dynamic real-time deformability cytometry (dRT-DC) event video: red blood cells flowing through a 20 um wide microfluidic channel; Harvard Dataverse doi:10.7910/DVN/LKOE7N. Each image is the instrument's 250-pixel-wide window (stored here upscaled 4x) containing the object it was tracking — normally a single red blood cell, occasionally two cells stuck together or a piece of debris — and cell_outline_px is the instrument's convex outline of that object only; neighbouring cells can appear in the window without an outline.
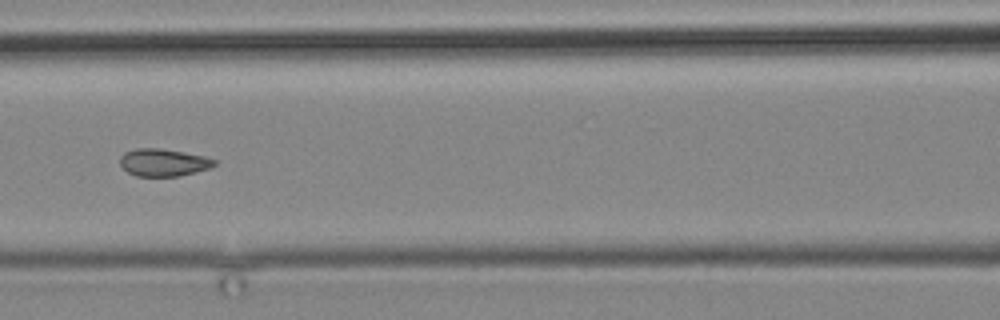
{"species": "common noctule bat (a hibernating species)", "species_latin": "Nyctalus noctula", "temperature_condition": "cold", "stored_images_in_passage": 15, "camera_frame_rate_fps": 3000, "um_per_image_px": 0.085, "animal": {"sex": "male", "body_mass_g": 19.2, "forearm_length_mm": 51.8}, "frame": {"image": 1, "passage_image": 13, "time_ms": 15.0, "image_size_px": [1000, 320], "cell_outline_px": [[216, 164], [208, 168], [176, 176], [136, 176], [128, 172], [120, 164], [120, 156], [124, 152], [136, 148], [160, 148], [184, 152], [204, 156], [216, 160]], "centroid_in_image_um": [13.85, 13.79], "position_along_channel_um": 152.8, "area_um2": 14.91}}
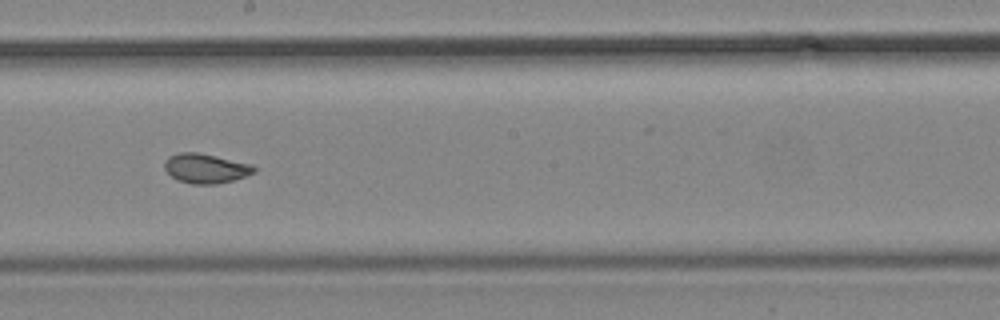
{"frame": {"image": 2, "passage_image": 15, "time_ms": 17.333, "image_size_px": [1000, 320], "cell_outline_px": [[256, 172], [232, 180], [216, 184], [192, 184], [176, 180], [164, 168], [164, 160], [168, 156], [180, 152], [196, 152], [216, 156], [252, 164], [256, 168]], "centroid_in_image_um": [17.46, 14.31], "position_along_channel_um": 230.7, "area_um2": 15.43}}